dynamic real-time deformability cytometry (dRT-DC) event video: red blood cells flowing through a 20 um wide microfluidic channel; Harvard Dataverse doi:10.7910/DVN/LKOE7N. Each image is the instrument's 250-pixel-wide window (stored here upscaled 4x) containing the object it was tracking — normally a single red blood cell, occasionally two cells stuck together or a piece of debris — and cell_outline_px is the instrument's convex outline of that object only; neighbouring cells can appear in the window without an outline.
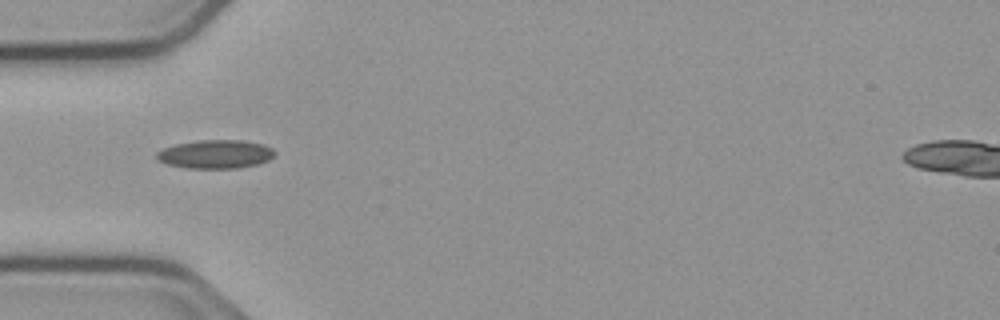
{"species": "common noctule bat (a hibernating species)", "species_latin": "Nyctalus noctula", "temperature_condition": "cold", "stored_images_in_passage": 14, "camera_frame_rate_fps": 3000, "um_per_image_px": 0.085, "animal": {"sex": "male", "body_mass_g": 23.1, "forearm_length_mm": 52.7}, "frame": {"image": 1, "passage_image": 1, "time_ms": 0.0, "image_size_px": [1000, 320], "cell_outline_px": [[276, 152], [268, 160], [260, 164], [240, 168], [188, 168], [168, 164], [160, 160], [156, 156], [156, 152], [164, 148], [176, 144], [200, 140], [240, 140], [260, 144], [272, 148]], "centroid_in_image_um": [18.33, 13.11], "position_along_channel_um": 66.7, "area_um2": 19.48}}